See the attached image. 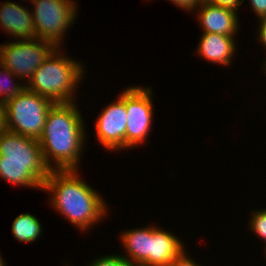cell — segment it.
<instances>
[{"instance_id": "cell-1", "label": "cell", "mask_w": 266, "mask_h": 266, "mask_svg": "<svg viewBox=\"0 0 266 266\" xmlns=\"http://www.w3.org/2000/svg\"><path fill=\"white\" fill-rule=\"evenodd\" d=\"M82 119L76 102L55 103L50 108L38 140L50 170H79L87 138Z\"/></svg>"}, {"instance_id": "cell-2", "label": "cell", "mask_w": 266, "mask_h": 266, "mask_svg": "<svg viewBox=\"0 0 266 266\" xmlns=\"http://www.w3.org/2000/svg\"><path fill=\"white\" fill-rule=\"evenodd\" d=\"M78 171L50 170L42 190L50 193L49 203L54 210L81 231H87L104 219L108 206Z\"/></svg>"}, {"instance_id": "cell-3", "label": "cell", "mask_w": 266, "mask_h": 266, "mask_svg": "<svg viewBox=\"0 0 266 266\" xmlns=\"http://www.w3.org/2000/svg\"><path fill=\"white\" fill-rule=\"evenodd\" d=\"M50 169L38 140L5 130L0 133V178L10 184L43 189Z\"/></svg>"}, {"instance_id": "cell-4", "label": "cell", "mask_w": 266, "mask_h": 266, "mask_svg": "<svg viewBox=\"0 0 266 266\" xmlns=\"http://www.w3.org/2000/svg\"><path fill=\"white\" fill-rule=\"evenodd\" d=\"M60 49L57 47L36 69L25 83L26 89L54 103H73L85 69L79 61L63 55Z\"/></svg>"}, {"instance_id": "cell-5", "label": "cell", "mask_w": 266, "mask_h": 266, "mask_svg": "<svg viewBox=\"0 0 266 266\" xmlns=\"http://www.w3.org/2000/svg\"><path fill=\"white\" fill-rule=\"evenodd\" d=\"M54 104L48 98L25 88L4 103L6 130L39 140L47 114Z\"/></svg>"}, {"instance_id": "cell-6", "label": "cell", "mask_w": 266, "mask_h": 266, "mask_svg": "<svg viewBox=\"0 0 266 266\" xmlns=\"http://www.w3.org/2000/svg\"><path fill=\"white\" fill-rule=\"evenodd\" d=\"M30 2L34 6L32 17L36 39L62 47L65 40L63 37L77 17L78 3L72 0H31Z\"/></svg>"}, {"instance_id": "cell-7", "label": "cell", "mask_w": 266, "mask_h": 266, "mask_svg": "<svg viewBox=\"0 0 266 266\" xmlns=\"http://www.w3.org/2000/svg\"><path fill=\"white\" fill-rule=\"evenodd\" d=\"M57 47L40 39H18L0 44V63L27 82ZM27 78V79H26Z\"/></svg>"}, {"instance_id": "cell-8", "label": "cell", "mask_w": 266, "mask_h": 266, "mask_svg": "<svg viewBox=\"0 0 266 266\" xmlns=\"http://www.w3.org/2000/svg\"><path fill=\"white\" fill-rule=\"evenodd\" d=\"M151 87L131 86L125 89L127 111L126 149L144 144L151 132L154 107Z\"/></svg>"}, {"instance_id": "cell-9", "label": "cell", "mask_w": 266, "mask_h": 266, "mask_svg": "<svg viewBox=\"0 0 266 266\" xmlns=\"http://www.w3.org/2000/svg\"><path fill=\"white\" fill-rule=\"evenodd\" d=\"M94 125L96 138L107 150H126L127 111L125 107V90L98 114Z\"/></svg>"}, {"instance_id": "cell-10", "label": "cell", "mask_w": 266, "mask_h": 266, "mask_svg": "<svg viewBox=\"0 0 266 266\" xmlns=\"http://www.w3.org/2000/svg\"><path fill=\"white\" fill-rule=\"evenodd\" d=\"M197 8L199 10L194 12L198 16L202 33L236 36L240 26L238 12L210 3L200 4Z\"/></svg>"}, {"instance_id": "cell-11", "label": "cell", "mask_w": 266, "mask_h": 266, "mask_svg": "<svg viewBox=\"0 0 266 266\" xmlns=\"http://www.w3.org/2000/svg\"><path fill=\"white\" fill-rule=\"evenodd\" d=\"M15 2L0 5V26L8 35L17 39H36L32 11Z\"/></svg>"}, {"instance_id": "cell-12", "label": "cell", "mask_w": 266, "mask_h": 266, "mask_svg": "<svg viewBox=\"0 0 266 266\" xmlns=\"http://www.w3.org/2000/svg\"><path fill=\"white\" fill-rule=\"evenodd\" d=\"M184 250L181 239L173 232L150 226L149 266H168Z\"/></svg>"}, {"instance_id": "cell-13", "label": "cell", "mask_w": 266, "mask_h": 266, "mask_svg": "<svg viewBox=\"0 0 266 266\" xmlns=\"http://www.w3.org/2000/svg\"><path fill=\"white\" fill-rule=\"evenodd\" d=\"M197 48L198 55L208 62L230 66L236 53V36L203 33Z\"/></svg>"}, {"instance_id": "cell-14", "label": "cell", "mask_w": 266, "mask_h": 266, "mask_svg": "<svg viewBox=\"0 0 266 266\" xmlns=\"http://www.w3.org/2000/svg\"><path fill=\"white\" fill-rule=\"evenodd\" d=\"M120 238L126 260L134 266H149L150 226L122 231Z\"/></svg>"}, {"instance_id": "cell-15", "label": "cell", "mask_w": 266, "mask_h": 266, "mask_svg": "<svg viewBox=\"0 0 266 266\" xmlns=\"http://www.w3.org/2000/svg\"><path fill=\"white\" fill-rule=\"evenodd\" d=\"M11 230L14 238L22 243L34 242L42 234L40 221L30 213L18 215L13 221Z\"/></svg>"}, {"instance_id": "cell-16", "label": "cell", "mask_w": 266, "mask_h": 266, "mask_svg": "<svg viewBox=\"0 0 266 266\" xmlns=\"http://www.w3.org/2000/svg\"><path fill=\"white\" fill-rule=\"evenodd\" d=\"M0 69V101L5 103L10 98L20 94L26 88V84L25 82L23 84L21 82L20 84L17 83L15 78L19 79L18 81L22 80L15 76L9 69H6L1 63ZM6 83L8 84L6 85Z\"/></svg>"}, {"instance_id": "cell-17", "label": "cell", "mask_w": 266, "mask_h": 266, "mask_svg": "<svg viewBox=\"0 0 266 266\" xmlns=\"http://www.w3.org/2000/svg\"><path fill=\"white\" fill-rule=\"evenodd\" d=\"M251 212L252 216L248 222L249 228L266 243V208Z\"/></svg>"}, {"instance_id": "cell-18", "label": "cell", "mask_w": 266, "mask_h": 266, "mask_svg": "<svg viewBox=\"0 0 266 266\" xmlns=\"http://www.w3.org/2000/svg\"><path fill=\"white\" fill-rule=\"evenodd\" d=\"M89 266H134L122 255L109 254L97 257Z\"/></svg>"}, {"instance_id": "cell-19", "label": "cell", "mask_w": 266, "mask_h": 266, "mask_svg": "<svg viewBox=\"0 0 266 266\" xmlns=\"http://www.w3.org/2000/svg\"><path fill=\"white\" fill-rule=\"evenodd\" d=\"M184 250L177 258H175L168 266H202L192 260L188 253Z\"/></svg>"}, {"instance_id": "cell-20", "label": "cell", "mask_w": 266, "mask_h": 266, "mask_svg": "<svg viewBox=\"0 0 266 266\" xmlns=\"http://www.w3.org/2000/svg\"><path fill=\"white\" fill-rule=\"evenodd\" d=\"M249 2L258 20L266 18V0H249Z\"/></svg>"}, {"instance_id": "cell-21", "label": "cell", "mask_w": 266, "mask_h": 266, "mask_svg": "<svg viewBox=\"0 0 266 266\" xmlns=\"http://www.w3.org/2000/svg\"><path fill=\"white\" fill-rule=\"evenodd\" d=\"M244 1L245 0H211L210 4L229 8L237 12V9H239L238 7H240Z\"/></svg>"}, {"instance_id": "cell-22", "label": "cell", "mask_w": 266, "mask_h": 266, "mask_svg": "<svg viewBox=\"0 0 266 266\" xmlns=\"http://www.w3.org/2000/svg\"><path fill=\"white\" fill-rule=\"evenodd\" d=\"M169 1H171L180 9H183V11L186 10L192 12L195 9H197V7L199 6L196 0H169Z\"/></svg>"}, {"instance_id": "cell-23", "label": "cell", "mask_w": 266, "mask_h": 266, "mask_svg": "<svg viewBox=\"0 0 266 266\" xmlns=\"http://www.w3.org/2000/svg\"><path fill=\"white\" fill-rule=\"evenodd\" d=\"M259 30L257 35L258 36V42L260 41L261 45L265 47L266 49V18L259 20Z\"/></svg>"}, {"instance_id": "cell-24", "label": "cell", "mask_w": 266, "mask_h": 266, "mask_svg": "<svg viewBox=\"0 0 266 266\" xmlns=\"http://www.w3.org/2000/svg\"><path fill=\"white\" fill-rule=\"evenodd\" d=\"M6 130V118H5V106L4 103L0 101V133Z\"/></svg>"}, {"instance_id": "cell-25", "label": "cell", "mask_w": 266, "mask_h": 266, "mask_svg": "<svg viewBox=\"0 0 266 266\" xmlns=\"http://www.w3.org/2000/svg\"><path fill=\"white\" fill-rule=\"evenodd\" d=\"M197 3L200 5V4H205V3H210L211 0H196Z\"/></svg>"}, {"instance_id": "cell-26", "label": "cell", "mask_w": 266, "mask_h": 266, "mask_svg": "<svg viewBox=\"0 0 266 266\" xmlns=\"http://www.w3.org/2000/svg\"><path fill=\"white\" fill-rule=\"evenodd\" d=\"M5 263L6 262H4L3 257L0 255V266H6Z\"/></svg>"}, {"instance_id": "cell-27", "label": "cell", "mask_w": 266, "mask_h": 266, "mask_svg": "<svg viewBox=\"0 0 266 266\" xmlns=\"http://www.w3.org/2000/svg\"><path fill=\"white\" fill-rule=\"evenodd\" d=\"M263 68H264V73H266V58H265V63H264V65H263ZM264 75H266V74H264Z\"/></svg>"}]
</instances>
